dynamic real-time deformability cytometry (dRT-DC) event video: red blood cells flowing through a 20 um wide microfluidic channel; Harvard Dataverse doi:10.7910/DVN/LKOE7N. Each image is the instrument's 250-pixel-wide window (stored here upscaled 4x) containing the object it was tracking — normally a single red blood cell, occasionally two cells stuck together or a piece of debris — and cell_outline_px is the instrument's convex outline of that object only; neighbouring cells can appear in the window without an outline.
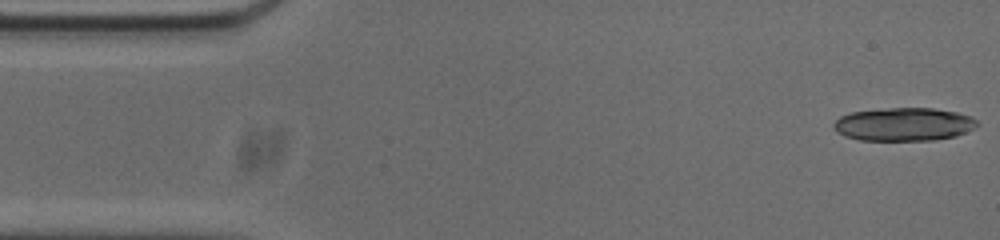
{"species": "common noctule bat (a hibernating species)", "species_latin": "Nyctalus noctula", "temperature_condition": "cold", "stored_images_in_passage": 16, "camera_frame_rate_fps": 3000, "um_per_image_px": 0.085, "animal": {"sex": "male", "body_mass_g": 20.0, "forearm_length_mm": 53.3}, "frame": {"image": 1, "passage_image": 1, "time_ms": 0.0, "image_size_px": [1000, 240], "cell_outline_px": [[980, 124], [956, 136], [932, 140], [860, 140], [844, 136], [836, 132], [832, 128], [832, 124], [840, 116], [852, 112], [892, 108], [932, 108], [956, 112], [972, 116]], "centroid_in_image_um": [76.8, 10.57], "position_along_channel_um": 8.2, "area_um2": 27.74}}